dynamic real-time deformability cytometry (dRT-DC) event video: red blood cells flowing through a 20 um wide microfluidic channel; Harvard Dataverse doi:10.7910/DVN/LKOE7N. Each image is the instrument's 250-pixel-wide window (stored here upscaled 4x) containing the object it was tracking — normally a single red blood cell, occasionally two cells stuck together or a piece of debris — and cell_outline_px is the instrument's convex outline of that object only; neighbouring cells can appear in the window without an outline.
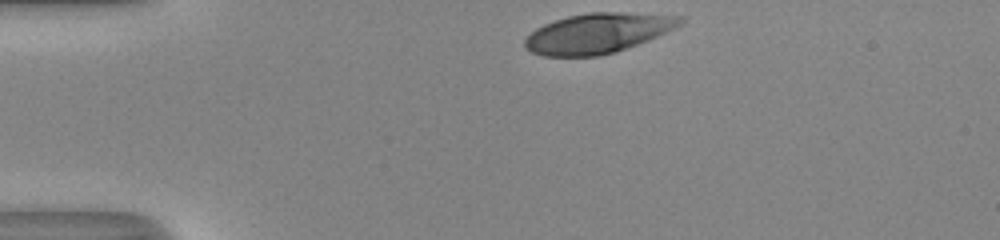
{"species": "human", "species_latin": "Homo sapiens", "temperature_condition": "room temperature", "stored_images_in_passage": 31, "camera_frame_rate_fps": 3000, "um_per_image_px": 0.085, "donor": {"sex": "male"}, "frame": {"image": 1, "passage_image": 1, "time_ms": 0.0, "image_size_px": [1000, 240], "cell_outline_px": [[684, 20], [680, 24], [648, 40], [612, 52], [596, 56], [544, 56], [532, 52], [524, 48], [524, 40], [536, 28], [544, 24], [568, 16], [588, 12], [620, 12], [684, 16]], "centroid_in_image_um": [50.77, 2.81], "position_along_channel_um": 34.2, "area_um2": 35.66}}
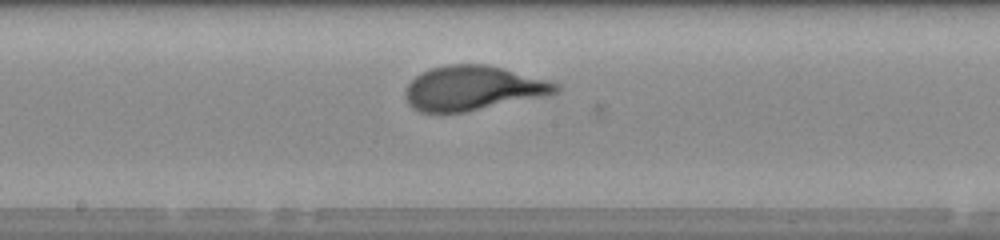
{"frame": {"image": 2, "passage_image": 18, "time_ms": 5.667, "image_size_px": [1000, 240], "cell_outline_px": [[560, 92], [552, 96], [464, 112], [420, 112], [412, 108], [408, 104], [404, 96], [404, 92], [408, 84], [416, 76], [432, 68], [448, 64], [488, 64], [504, 68], [548, 80], [560, 84]], "centroid_in_image_um": [40.27, 7.5], "position_along_channel_um": 207.9, "area_um2": 39.59}}
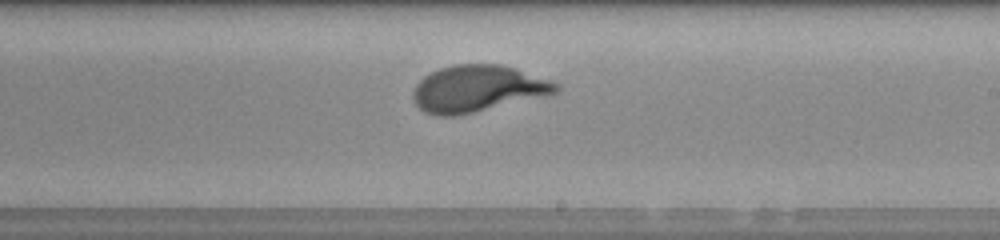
{"frame": {"image": 3, "passage_image": 21, "time_ms": 6.667, "image_size_px": [1000, 240], "cell_outline_px": [[560, 88], [556, 92], [456, 116], [436, 116], [424, 112], [412, 100], [412, 92], [416, 84], [424, 76], [440, 68], [456, 64], [500, 64], [516, 68], [556, 84]], "centroid_in_image_um": [40.48, 7.53], "position_along_channel_um": 248.5, "area_um2": 38.03}, "authors_computed_cell_mechanics": {"area_um2": 38.2058, "velocity_mm_per_s": 4.0446, "shape_relaxation_time_tau1_ms": 3.6522, "shape_relaxation_time_tau2_ms": null, "deformation_change_tau1": 0.2096, "deformation_change_tau2": null}}